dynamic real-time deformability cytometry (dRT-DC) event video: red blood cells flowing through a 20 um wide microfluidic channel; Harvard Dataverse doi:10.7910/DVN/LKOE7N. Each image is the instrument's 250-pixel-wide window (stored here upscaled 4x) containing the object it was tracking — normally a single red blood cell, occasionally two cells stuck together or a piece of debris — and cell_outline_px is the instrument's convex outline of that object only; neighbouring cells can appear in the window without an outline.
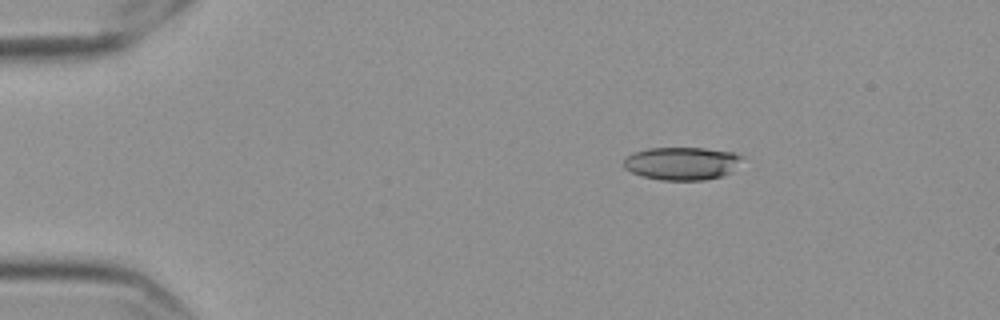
{"species": "Egyptian fruit bat (a non-hibernating species)", "species_latin": "Rousettus aegyptiacus", "temperature_condition": "cold", "stored_images_in_passage": 52, "camera_frame_rate_fps": 3000, "um_per_image_px": 0.085, "frame": {"image": 1, "passage_image": 5, "time_ms": 1.333, "image_size_px": [1000, 320], "cell_outline_px": [[744, 156], [732, 172], [720, 176], [704, 180], [660, 180], [644, 176], [632, 172], [624, 168], [624, 160], [628, 156], [636, 152], [648, 148], [704, 148], [732, 152]], "centroid_in_image_um": [57.98, 13.89], "position_along_channel_um": 27.0, "area_um2": 22.54}}
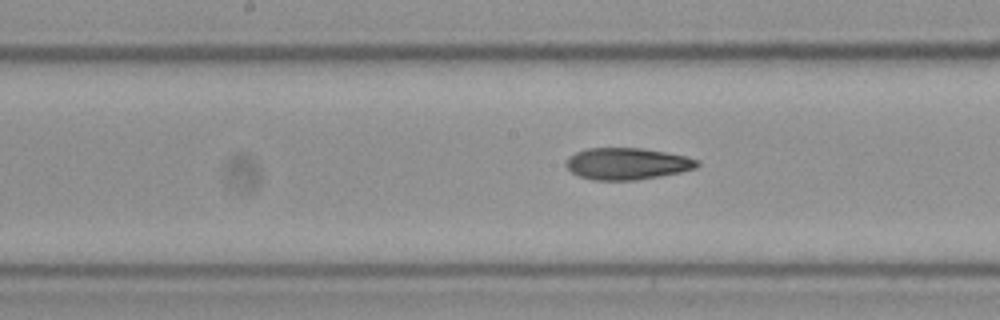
{"frame": {"image": 2, "passage_image": 25, "time_ms": 8.0, "image_size_px": [1000, 320], "cell_outline_px": [[700, 164], [696, 168], [680, 172], [660, 176], [636, 180], [592, 180], [580, 176], [572, 172], [564, 164], [568, 156], [576, 152], [588, 148], [644, 148], [684, 156], [700, 160]], "centroid_in_image_um": [53.29, 13.91], "position_along_channel_um": 194.9, "area_um2": 24.28}}
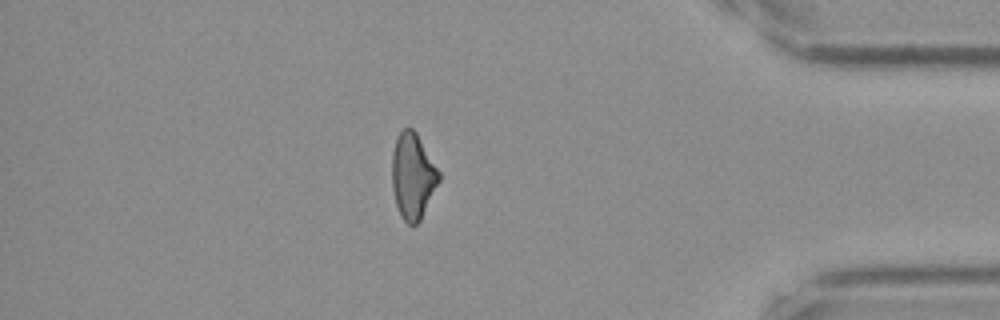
{"frame": {"image": 3, "passage_image": 45, "time_ms": 14.667, "image_size_px": [1000, 320], "cell_outline_px": [[440, 180], [420, 220], [416, 224], [408, 224], [400, 216], [396, 204], [392, 188], [392, 152], [396, 140], [400, 132], [404, 128], [412, 128], [416, 132], [440, 172]], "centroid_in_image_um": [35.08, 14.97], "position_along_channel_um": 400.1, "area_um2": 23.29}, "authors_computed_cell_mechanics": {"area_um2": 23.7847, "velocity_mm_per_s": 3.5806, "shape_relaxation_time_tau1_ms": null, "shape_relaxation_time_tau2_ms": 3.3281, "deformation_change_tau1": null, "deformation_change_tau2": 0.1156}}